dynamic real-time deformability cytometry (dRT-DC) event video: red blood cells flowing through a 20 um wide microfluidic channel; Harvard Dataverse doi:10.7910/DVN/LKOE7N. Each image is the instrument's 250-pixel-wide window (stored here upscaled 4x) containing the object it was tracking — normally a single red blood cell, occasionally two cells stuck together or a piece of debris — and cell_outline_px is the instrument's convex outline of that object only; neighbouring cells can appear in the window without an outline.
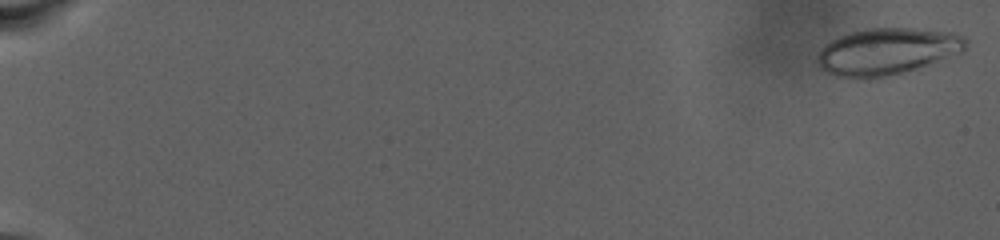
{"species": "human", "species_latin": "Homo sapiens", "temperature_condition": "warm", "stored_images_in_passage": 88, "camera_frame_rate_fps": 3000, "um_per_image_px": 0.085, "donor": {"sex": "male"}, "frame": {"image": 1, "passage_image": 2, "time_ms": 0.333, "image_size_px": [1000, 240], "cell_outline_px": [[968, 44], [964, 52], [904, 72], [868, 80], [860, 80], [836, 76], [820, 68], [816, 64], [816, 56], [820, 48], [824, 44], [840, 36], [852, 32], [868, 28], [912, 28], [956, 32], [964, 36], [968, 40]], "centroid_in_image_um": [75.4, 4.38], "position_along_channel_um": 9.6, "area_um2": 41.04}}
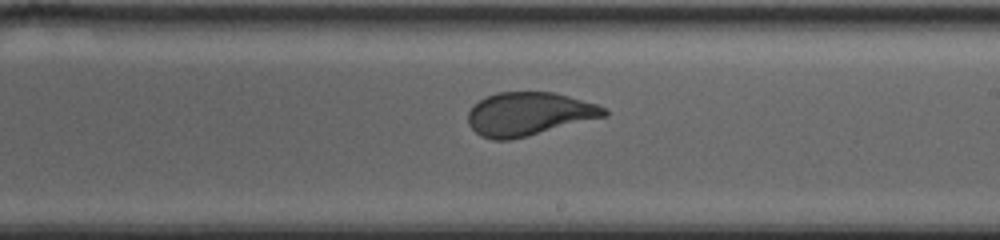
{"frame": {"image": 2, "passage_image": 57, "time_ms": 18.667, "image_size_px": [1000, 240], "cell_outline_px": [[608, 116], [508, 140], [492, 140], [480, 136], [468, 124], [468, 112], [472, 104], [496, 92], [552, 92], [568, 96], [596, 104], [608, 108]], "centroid_in_image_um": [44.94, 9.68], "position_along_channel_um": 244.1, "area_um2": 34.28}}
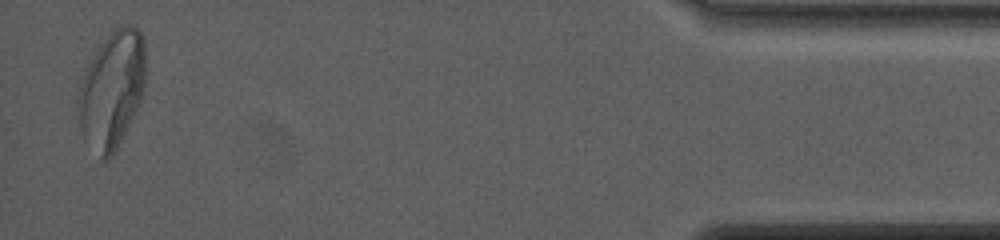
{"frame": {"image": 3, "passage_image": 87, "time_ms": 28.667, "image_size_px": [1000, 240], "cell_outline_px": [[144, 88], [140, 100], [112, 156], [108, 160], [100, 160], [84, 144], [80, 128], [76, 100], [76, 96], [80, 80], [96, 44], [112, 28], [124, 24], [132, 24], [144, 36]], "centroid_in_image_um": [9.43, 7.58], "position_along_channel_um": 425.8, "area_um2": 47.11}, "authors_computed_cell_mechanics": {"area_um2": 38.8127, "velocity_mm_per_s": 2.4834, "shape_relaxation_time_tau1_ms": 8.7943, "shape_relaxation_time_tau2_ms": null, "deformation_change_tau1": 0.2169, "deformation_change_tau2": null}}